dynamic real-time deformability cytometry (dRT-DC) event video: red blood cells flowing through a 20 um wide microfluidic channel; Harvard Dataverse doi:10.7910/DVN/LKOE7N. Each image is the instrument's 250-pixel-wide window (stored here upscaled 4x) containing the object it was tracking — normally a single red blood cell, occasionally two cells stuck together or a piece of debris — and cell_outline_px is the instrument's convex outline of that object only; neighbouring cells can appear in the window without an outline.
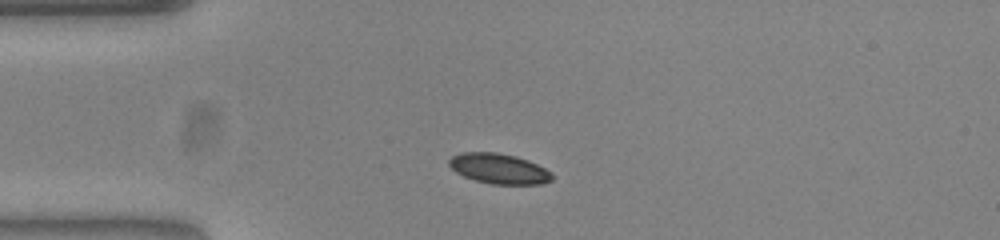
{"species": "common noctule bat (a hibernating species)", "species_latin": "Nyctalus noctula", "temperature_condition": "warm", "stored_images_in_passage": 41, "camera_frame_rate_fps": 3000, "um_per_image_px": 0.085, "animal": {"sex": "female", "body_mass_g": 23.0, "forearm_length_mm": 53.4}, "frame": {"image": 1, "passage_image": 1, "time_ms": 0.0, "image_size_px": [1000, 240], "cell_outline_px": [[552, 180], [540, 184], [492, 184], [476, 180], [464, 176], [456, 172], [448, 164], [448, 160], [452, 156], [460, 152], [496, 152], [516, 156], [528, 160], [552, 172]], "centroid_in_image_um": [42.4, 14.32], "position_along_channel_um": 42.6, "area_um2": 18.09}}
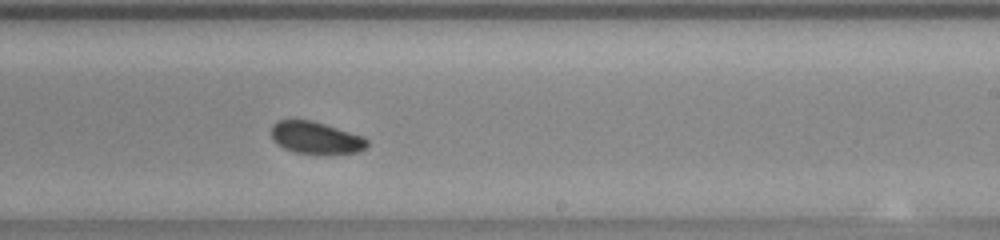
{"frame": {"image": 2, "passage_image": 20, "time_ms": 6.333, "image_size_px": [1000, 240], "cell_outline_px": [[368, 144], [360, 152], [296, 152], [284, 148], [276, 144], [272, 140], [272, 124], [276, 120], [308, 120], [324, 124], [364, 136], [368, 140]], "centroid_in_image_um": [26.81, 11.68], "position_along_channel_um": 262.2, "area_um2": 17.46}}
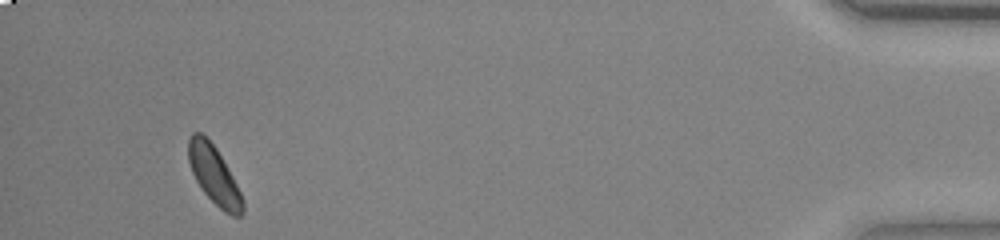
{"frame": {"image": 3, "passage_image": 38, "time_ms": 12.333, "image_size_px": [1000, 240], "cell_outline_px": [[244, 212], [240, 216], [232, 216], [224, 212], [200, 188], [192, 172], [188, 160], [188, 140], [192, 132], [200, 132], [216, 148], [232, 176], [244, 200]], "centroid_in_image_um": [18.19, 14.9], "position_along_channel_um": 417.0, "area_um2": 18.15}, "authors_computed_cell_mechanics": {"area_um2": 18.4382, "velocity_mm_per_s": 3.8193, "shape_relaxation_time_tau1_ms": 1.4628, "shape_relaxation_time_tau2_ms": null, "deformation_change_tau1": 0.0673, "deformation_change_tau2": null}}